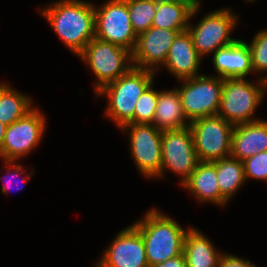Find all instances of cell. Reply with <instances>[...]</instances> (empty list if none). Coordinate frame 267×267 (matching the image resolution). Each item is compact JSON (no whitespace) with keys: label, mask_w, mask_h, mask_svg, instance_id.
I'll return each instance as SVG.
<instances>
[{"label":"cell","mask_w":267,"mask_h":267,"mask_svg":"<svg viewBox=\"0 0 267 267\" xmlns=\"http://www.w3.org/2000/svg\"><path fill=\"white\" fill-rule=\"evenodd\" d=\"M39 10L63 44L76 56L95 37V7L90 1L57 0Z\"/></svg>","instance_id":"cell-1"},{"label":"cell","mask_w":267,"mask_h":267,"mask_svg":"<svg viewBox=\"0 0 267 267\" xmlns=\"http://www.w3.org/2000/svg\"><path fill=\"white\" fill-rule=\"evenodd\" d=\"M143 238L147 263L152 267L183 253L184 238L190 226H182L157 208H150L132 224Z\"/></svg>","instance_id":"cell-2"},{"label":"cell","mask_w":267,"mask_h":267,"mask_svg":"<svg viewBox=\"0 0 267 267\" xmlns=\"http://www.w3.org/2000/svg\"><path fill=\"white\" fill-rule=\"evenodd\" d=\"M157 73L132 67L125 75L105 85L95 95L106 97V118L121 128L127 123H134L136 103L146 88L154 82Z\"/></svg>","instance_id":"cell-3"},{"label":"cell","mask_w":267,"mask_h":267,"mask_svg":"<svg viewBox=\"0 0 267 267\" xmlns=\"http://www.w3.org/2000/svg\"><path fill=\"white\" fill-rule=\"evenodd\" d=\"M224 78L220 106L217 115L233 125L255 122L256 108L261 105L267 91L266 81L261 78Z\"/></svg>","instance_id":"cell-4"},{"label":"cell","mask_w":267,"mask_h":267,"mask_svg":"<svg viewBox=\"0 0 267 267\" xmlns=\"http://www.w3.org/2000/svg\"><path fill=\"white\" fill-rule=\"evenodd\" d=\"M77 57L88 65L95 76V94L133 67L132 53L129 50L96 37L86 44Z\"/></svg>","instance_id":"cell-5"},{"label":"cell","mask_w":267,"mask_h":267,"mask_svg":"<svg viewBox=\"0 0 267 267\" xmlns=\"http://www.w3.org/2000/svg\"><path fill=\"white\" fill-rule=\"evenodd\" d=\"M200 9L201 7H194L187 30L196 51L204 59V56L208 57L217 49L229 46L238 40L230 35L235 31L240 19L229 7H223L205 14L197 24L193 25L191 19L197 16Z\"/></svg>","instance_id":"cell-6"},{"label":"cell","mask_w":267,"mask_h":267,"mask_svg":"<svg viewBox=\"0 0 267 267\" xmlns=\"http://www.w3.org/2000/svg\"><path fill=\"white\" fill-rule=\"evenodd\" d=\"M224 79L202 74L182 82L177 88L181 97L183 112L189 122L207 116L217 115Z\"/></svg>","instance_id":"cell-7"},{"label":"cell","mask_w":267,"mask_h":267,"mask_svg":"<svg viewBox=\"0 0 267 267\" xmlns=\"http://www.w3.org/2000/svg\"><path fill=\"white\" fill-rule=\"evenodd\" d=\"M119 129L128 134L130 155L139 173L157 179L162 168V131L145 123H127Z\"/></svg>","instance_id":"cell-8"},{"label":"cell","mask_w":267,"mask_h":267,"mask_svg":"<svg viewBox=\"0 0 267 267\" xmlns=\"http://www.w3.org/2000/svg\"><path fill=\"white\" fill-rule=\"evenodd\" d=\"M200 162H212L230 156L234 125L219 115L190 122L189 126Z\"/></svg>","instance_id":"cell-9"},{"label":"cell","mask_w":267,"mask_h":267,"mask_svg":"<svg viewBox=\"0 0 267 267\" xmlns=\"http://www.w3.org/2000/svg\"><path fill=\"white\" fill-rule=\"evenodd\" d=\"M46 117L36 106L7 126L0 150L1 160L19 161L39 146L46 132Z\"/></svg>","instance_id":"cell-10"},{"label":"cell","mask_w":267,"mask_h":267,"mask_svg":"<svg viewBox=\"0 0 267 267\" xmlns=\"http://www.w3.org/2000/svg\"><path fill=\"white\" fill-rule=\"evenodd\" d=\"M95 7V37L114 43L133 52L137 35L133 31L127 2L125 0H106Z\"/></svg>","instance_id":"cell-11"},{"label":"cell","mask_w":267,"mask_h":267,"mask_svg":"<svg viewBox=\"0 0 267 267\" xmlns=\"http://www.w3.org/2000/svg\"><path fill=\"white\" fill-rule=\"evenodd\" d=\"M162 168L159 178L165 177L167 170L179 175V185L190 177L200 162L194 147L189 127L162 131Z\"/></svg>","instance_id":"cell-12"},{"label":"cell","mask_w":267,"mask_h":267,"mask_svg":"<svg viewBox=\"0 0 267 267\" xmlns=\"http://www.w3.org/2000/svg\"><path fill=\"white\" fill-rule=\"evenodd\" d=\"M95 267H149L141 233L131 224L108 244Z\"/></svg>","instance_id":"cell-13"},{"label":"cell","mask_w":267,"mask_h":267,"mask_svg":"<svg viewBox=\"0 0 267 267\" xmlns=\"http://www.w3.org/2000/svg\"><path fill=\"white\" fill-rule=\"evenodd\" d=\"M182 31L185 30L151 27L137 35L132 52L133 67L158 73V68L164 65L175 37Z\"/></svg>","instance_id":"cell-14"},{"label":"cell","mask_w":267,"mask_h":267,"mask_svg":"<svg viewBox=\"0 0 267 267\" xmlns=\"http://www.w3.org/2000/svg\"><path fill=\"white\" fill-rule=\"evenodd\" d=\"M201 60L190 33L185 30L175 37L162 67L180 81L202 75L199 73Z\"/></svg>","instance_id":"cell-15"},{"label":"cell","mask_w":267,"mask_h":267,"mask_svg":"<svg viewBox=\"0 0 267 267\" xmlns=\"http://www.w3.org/2000/svg\"><path fill=\"white\" fill-rule=\"evenodd\" d=\"M212 64L217 76L223 79L246 78L249 74H254L250 48L241 39L217 49L212 54Z\"/></svg>","instance_id":"cell-16"},{"label":"cell","mask_w":267,"mask_h":267,"mask_svg":"<svg viewBox=\"0 0 267 267\" xmlns=\"http://www.w3.org/2000/svg\"><path fill=\"white\" fill-rule=\"evenodd\" d=\"M267 151V120L234 125L230 156L244 161L258 152Z\"/></svg>","instance_id":"cell-17"},{"label":"cell","mask_w":267,"mask_h":267,"mask_svg":"<svg viewBox=\"0 0 267 267\" xmlns=\"http://www.w3.org/2000/svg\"><path fill=\"white\" fill-rule=\"evenodd\" d=\"M182 187L201 203L210 202L220 207L228 204L220 195L216 166L212 162H199Z\"/></svg>","instance_id":"cell-18"},{"label":"cell","mask_w":267,"mask_h":267,"mask_svg":"<svg viewBox=\"0 0 267 267\" xmlns=\"http://www.w3.org/2000/svg\"><path fill=\"white\" fill-rule=\"evenodd\" d=\"M153 125L160 131L178 130L190 126V122L183 112L177 88L159 90Z\"/></svg>","instance_id":"cell-19"},{"label":"cell","mask_w":267,"mask_h":267,"mask_svg":"<svg viewBox=\"0 0 267 267\" xmlns=\"http://www.w3.org/2000/svg\"><path fill=\"white\" fill-rule=\"evenodd\" d=\"M197 229L190 227L185 234L183 254L187 267H218L221 252Z\"/></svg>","instance_id":"cell-20"},{"label":"cell","mask_w":267,"mask_h":267,"mask_svg":"<svg viewBox=\"0 0 267 267\" xmlns=\"http://www.w3.org/2000/svg\"><path fill=\"white\" fill-rule=\"evenodd\" d=\"M212 163L216 166L220 195L228 203L246 182L243 162L228 156Z\"/></svg>","instance_id":"cell-21"},{"label":"cell","mask_w":267,"mask_h":267,"mask_svg":"<svg viewBox=\"0 0 267 267\" xmlns=\"http://www.w3.org/2000/svg\"><path fill=\"white\" fill-rule=\"evenodd\" d=\"M32 97L12 88L6 82H0V122L10 125L28 112L33 106Z\"/></svg>","instance_id":"cell-22"},{"label":"cell","mask_w":267,"mask_h":267,"mask_svg":"<svg viewBox=\"0 0 267 267\" xmlns=\"http://www.w3.org/2000/svg\"><path fill=\"white\" fill-rule=\"evenodd\" d=\"M193 9L187 1L157 4L152 27L187 30Z\"/></svg>","instance_id":"cell-23"},{"label":"cell","mask_w":267,"mask_h":267,"mask_svg":"<svg viewBox=\"0 0 267 267\" xmlns=\"http://www.w3.org/2000/svg\"><path fill=\"white\" fill-rule=\"evenodd\" d=\"M127 2L129 18L136 35L152 27L157 5L151 0H125Z\"/></svg>","instance_id":"cell-24"},{"label":"cell","mask_w":267,"mask_h":267,"mask_svg":"<svg viewBox=\"0 0 267 267\" xmlns=\"http://www.w3.org/2000/svg\"><path fill=\"white\" fill-rule=\"evenodd\" d=\"M252 68L254 73L264 74L260 78L267 82V28L258 31L250 44Z\"/></svg>","instance_id":"cell-25"},{"label":"cell","mask_w":267,"mask_h":267,"mask_svg":"<svg viewBox=\"0 0 267 267\" xmlns=\"http://www.w3.org/2000/svg\"><path fill=\"white\" fill-rule=\"evenodd\" d=\"M152 82L136 103L134 123L153 124L159 91L154 89Z\"/></svg>","instance_id":"cell-26"},{"label":"cell","mask_w":267,"mask_h":267,"mask_svg":"<svg viewBox=\"0 0 267 267\" xmlns=\"http://www.w3.org/2000/svg\"><path fill=\"white\" fill-rule=\"evenodd\" d=\"M2 162L4 163V165H5L4 169L7 170V172H6L5 176L0 178V180L2 182L0 192H2V194H4V195L8 194L12 189L11 188L12 184H17L15 186L17 191L23 190L24 186L32 178V176H33L32 174L35 173L34 167H33V171L28 172V171H26L27 170L26 168H25V170L23 169L26 166L19 165V163L16 164L17 161H15V160H3ZM25 173H26V175L22 179H20L19 177H22V175H24ZM17 177L19 178V180H21V183H24V186L19 187L18 181L13 182L14 178H17Z\"/></svg>","instance_id":"cell-27"},{"label":"cell","mask_w":267,"mask_h":267,"mask_svg":"<svg viewBox=\"0 0 267 267\" xmlns=\"http://www.w3.org/2000/svg\"><path fill=\"white\" fill-rule=\"evenodd\" d=\"M242 162L246 181L252 178L267 183V151L258 152Z\"/></svg>","instance_id":"cell-28"},{"label":"cell","mask_w":267,"mask_h":267,"mask_svg":"<svg viewBox=\"0 0 267 267\" xmlns=\"http://www.w3.org/2000/svg\"><path fill=\"white\" fill-rule=\"evenodd\" d=\"M218 267H257L252 261L239 256L223 253L219 258Z\"/></svg>","instance_id":"cell-29"},{"label":"cell","mask_w":267,"mask_h":267,"mask_svg":"<svg viewBox=\"0 0 267 267\" xmlns=\"http://www.w3.org/2000/svg\"><path fill=\"white\" fill-rule=\"evenodd\" d=\"M152 267H187L184 254L170 258L164 262L158 263Z\"/></svg>","instance_id":"cell-30"},{"label":"cell","mask_w":267,"mask_h":267,"mask_svg":"<svg viewBox=\"0 0 267 267\" xmlns=\"http://www.w3.org/2000/svg\"><path fill=\"white\" fill-rule=\"evenodd\" d=\"M6 129H7V125H5L4 123L0 122V150L2 149V145H3V142H4Z\"/></svg>","instance_id":"cell-31"},{"label":"cell","mask_w":267,"mask_h":267,"mask_svg":"<svg viewBox=\"0 0 267 267\" xmlns=\"http://www.w3.org/2000/svg\"><path fill=\"white\" fill-rule=\"evenodd\" d=\"M151 1L157 5V4H162V3H174V2L185 1V0H151Z\"/></svg>","instance_id":"cell-32"},{"label":"cell","mask_w":267,"mask_h":267,"mask_svg":"<svg viewBox=\"0 0 267 267\" xmlns=\"http://www.w3.org/2000/svg\"><path fill=\"white\" fill-rule=\"evenodd\" d=\"M190 3L193 7H201V0H185Z\"/></svg>","instance_id":"cell-33"},{"label":"cell","mask_w":267,"mask_h":267,"mask_svg":"<svg viewBox=\"0 0 267 267\" xmlns=\"http://www.w3.org/2000/svg\"><path fill=\"white\" fill-rule=\"evenodd\" d=\"M244 1L253 3L256 0H244Z\"/></svg>","instance_id":"cell-34"}]
</instances>
